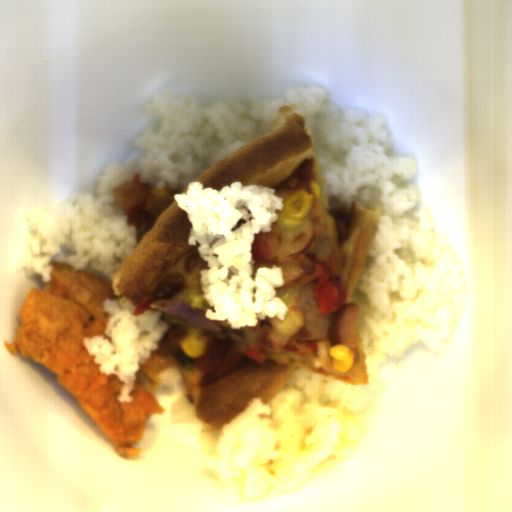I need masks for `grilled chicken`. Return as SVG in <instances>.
<instances>
[{
    "mask_svg": "<svg viewBox=\"0 0 512 512\" xmlns=\"http://www.w3.org/2000/svg\"><path fill=\"white\" fill-rule=\"evenodd\" d=\"M142 187L145 195L143 201L133 209H125L127 224L135 227V237L138 243L157 224L160 215L175 200L174 195L158 196L153 193L149 182H144L140 173L133 175L132 181Z\"/></svg>",
    "mask_w": 512,
    "mask_h": 512,
    "instance_id": "1",
    "label": "grilled chicken"
},
{
    "mask_svg": "<svg viewBox=\"0 0 512 512\" xmlns=\"http://www.w3.org/2000/svg\"><path fill=\"white\" fill-rule=\"evenodd\" d=\"M316 285L311 282L303 286L299 291L296 309L303 314V323L295 332L297 340H320L330 336L329 328L338 315L337 311L331 314H323L319 301L314 299Z\"/></svg>",
    "mask_w": 512,
    "mask_h": 512,
    "instance_id": "2",
    "label": "grilled chicken"
}]
</instances>
